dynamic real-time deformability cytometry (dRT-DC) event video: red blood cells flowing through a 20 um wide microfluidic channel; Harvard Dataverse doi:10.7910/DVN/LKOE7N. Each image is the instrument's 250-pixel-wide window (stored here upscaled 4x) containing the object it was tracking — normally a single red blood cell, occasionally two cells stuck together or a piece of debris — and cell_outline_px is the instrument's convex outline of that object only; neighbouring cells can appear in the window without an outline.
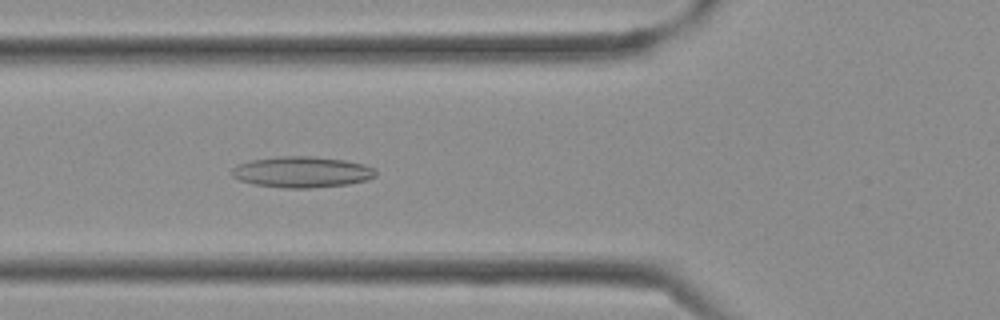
{"species": "Egyptian fruit bat (a non-hibernating species)", "species_latin": "Rousettus aegyptiacus", "temperature_condition": "cold", "stored_images_in_passage": 31, "camera_frame_rate_fps": 3000, "um_per_image_px": 0.085, "frame": {"image": 1, "passage_image": 7, "time_ms": 2.0, "image_size_px": [1000, 320], "cell_outline_px": [[376, 176], [368, 180], [348, 184], [308, 188], [284, 188], [252, 184], [240, 180], [232, 176], [232, 168], [236, 164], [252, 160], [280, 156], [312, 156], [344, 160], [364, 164], [376, 168]], "centroid_in_image_um": [25.67, 14.62], "position_along_channel_um": 100.1, "area_um2": 26.13}}
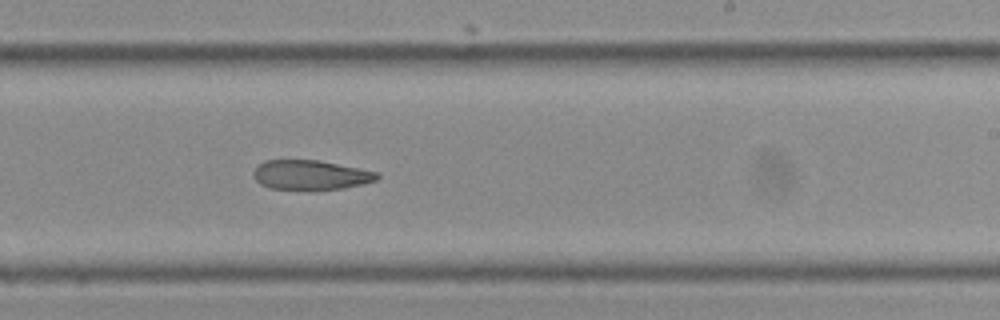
{"frame": {"image": 2, "passage_image": 16, "time_ms": 5.0, "image_size_px": [1000, 320], "cell_outline_px": [[380, 176], [376, 180], [364, 184], [344, 188], [272, 188], [260, 184], [252, 176], [252, 172], [264, 160], [316, 160], [376, 172]], "centroid_in_image_um": [26.37, 14.85], "position_along_channel_um": 262.6, "area_um2": 20.63}}
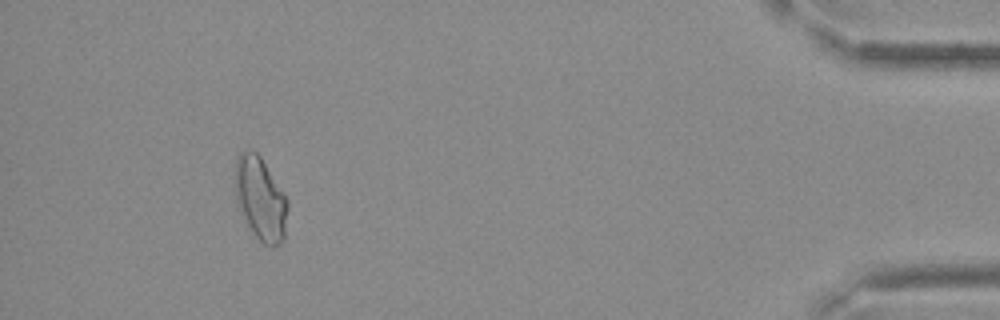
{"frame": {"image": 3, "passage_image": 28, "time_ms": 9.0, "image_size_px": [1000, 320], "cell_outline_px": [[288, 208], [284, 240], [280, 244], [272, 248], [264, 244], [256, 236], [240, 212], [236, 200], [236, 160], [240, 152], [256, 152], [260, 156], [284, 192], [288, 200]], "centroid_in_image_um": [22.18, 16.93], "position_along_channel_um": 413.0, "area_um2": 25.26}}